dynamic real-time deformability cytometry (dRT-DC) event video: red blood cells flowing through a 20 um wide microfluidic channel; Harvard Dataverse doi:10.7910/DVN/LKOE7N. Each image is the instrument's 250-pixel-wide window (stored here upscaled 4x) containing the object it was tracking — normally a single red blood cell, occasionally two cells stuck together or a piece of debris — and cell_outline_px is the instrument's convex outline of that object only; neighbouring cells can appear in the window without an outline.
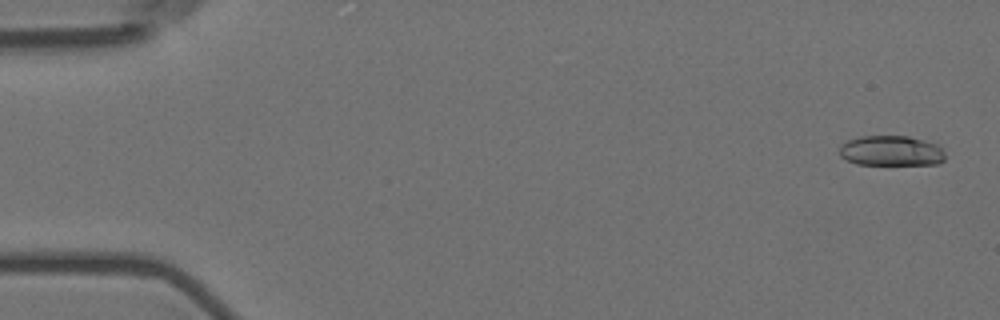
{"species": "Egyptian fruit bat (a non-hibernating species)", "species_latin": "Rousettus aegyptiacus", "temperature_condition": "room temperature", "stored_images_in_passage": 4, "camera_frame_rate_fps": 3000, "um_per_image_px": 0.085, "animal": {"sex": "female"}, "frame": {"image": 1, "passage_image": 1, "time_ms": 0.0, "image_size_px": [1000, 320], "cell_outline_px": [[944, 160], [936, 164], [856, 164], [840, 156], [840, 144], [848, 140], [860, 136], [908, 136], [940, 144], [944, 148]], "centroid_in_image_um": [75.78, 12.81], "position_along_channel_um": 9.2, "area_um2": 18.73}}